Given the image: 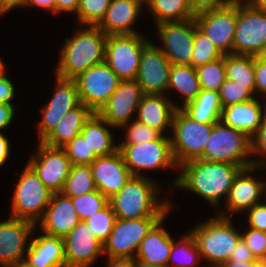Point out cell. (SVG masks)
<instances>
[{"label":"cell","instance_id":"46","mask_svg":"<svg viewBox=\"0 0 266 267\" xmlns=\"http://www.w3.org/2000/svg\"><path fill=\"white\" fill-rule=\"evenodd\" d=\"M251 153L266 155V114L263 117L262 123L257 132L251 137ZM253 166L266 169V161L252 160Z\"/></svg>","mask_w":266,"mask_h":267},{"label":"cell","instance_id":"20","mask_svg":"<svg viewBox=\"0 0 266 267\" xmlns=\"http://www.w3.org/2000/svg\"><path fill=\"white\" fill-rule=\"evenodd\" d=\"M37 224L28 220L10 217L0 222V264L12 267L24 262L25 244Z\"/></svg>","mask_w":266,"mask_h":267},{"label":"cell","instance_id":"29","mask_svg":"<svg viewBox=\"0 0 266 267\" xmlns=\"http://www.w3.org/2000/svg\"><path fill=\"white\" fill-rule=\"evenodd\" d=\"M92 114L93 112L81 103L79 106L64 114L56 128L43 143L50 147L64 146L67 142L80 134L85 122Z\"/></svg>","mask_w":266,"mask_h":267},{"label":"cell","instance_id":"5","mask_svg":"<svg viewBox=\"0 0 266 267\" xmlns=\"http://www.w3.org/2000/svg\"><path fill=\"white\" fill-rule=\"evenodd\" d=\"M251 153V138L243 131L232 128L222 121L213 125L212 133L199 158L207 161L227 162L242 168L253 166Z\"/></svg>","mask_w":266,"mask_h":267},{"label":"cell","instance_id":"24","mask_svg":"<svg viewBox=\"0 0 266 267\" xmlns=\"http://www.w3.org/2000/svg\"><path fill=\"white\" fill-rule=\"evenodd\" d=\"M143 5L136 0H111L97 27L106 35L139 34L131 26L140 15Z\"/></svg>","mask_w":266,"mask_h":267},{"label":"cell","instance_id":"17","mask_svg":"<svg viewBox=\"0 0 266 267\" xmlns=\"http://www.w3.org/2000/svg\"><path fill=\"white\" fill-rule=\"evenodd\" d=\"M81 104L78 87L74 79L56 76V90L43 109L39 123V142H43L56 128L64 114Z\"/></svg>","mask_w":266,"mask_h":267},{"label":"cell","instance_id":"30","mask_svg":"<svg viewBox=\"0 0 266 267\" xmlns=\"http://www.w3.org/2000/svg\"><path fill=\"white\" fill-rule=\"evenodd\" d=\"M108 126L110 125L98 113H93L80 132L87 141L90 151L98 157L111 155L118 150V145L114 146V139Z\"/></svg>","mask_w":266,"mask_h":267},{"label":"cell","instance_id":"25","mask_svg":"<svg viewBox=\"0 0 266 267\" xmlns=\"http://www.w3.org/2000/svg\"><path fill=\"white\" fill-rule=\"evenodd\" d=\"M43 234L30 241L23 263L28 267H66L63 238Z\"/></svg>","mask_w":266,"mask_h":267},{"label":"cell","instance_id":"18","mask_svg":"<svg viewBox=\"0 0 266 267\" xmlns=\"http://www.w3.org/2000/svg\"><path fill=\"white\" fill-rule=\"evenodd\" d=\"M137 80H121L117 89L98 114L111 126L122 128L130 124L143 96Z\"/></svg>","mask_w":266,"mask_h":267},{"label":"cell","instance_id":"54","mask_svg":"<svg viewBox=\"0 0 266 267\" xmlns=\"http://www.w3.org/2000/svg\"><path fill=\"white\" fill-rule=\"evenodd\" d=\"M26 6H38L56 14V0H27Z\"/></svg>","mask_w":266,"mask_h":267},{"label":"cell","instance_id":"7","mask_svg":"<svg viewBox=\"0 0 266 267\" xmlns=\"http://www.w3.org/2000/svg\"><path fill=\"white\" fill-rule=\"evenodd\" d=\"M52 195L53 192L43 184L38 174L27 164L15 187L11 217L36 224L43 218Z\"/></svg>","mask_w":266,"mask_h":267},{"label":"cell","instance_id":"33","mask_svg":"<svg viewBox=\"0 0 266 267\" xmlns=\"http://www.w3.org/2000/svg\"><path fill=\"white\" fill-rule=\"evenodd\" d=\"M171 89H176L185 97L182 107L193 101L201 91L196 69L191 65L172 64L168 90Z\"/></svg>","mask_w":266,"mask_h":267},{"label":"cell","instance_id":"58","mask_svg":"<svg viewBox=\"0 0 266 267\" xmlns=\"http://www.w3.org/2000/svg\"><path fill=\"white\" fill-rule=\"evenodd\" d=\"M108 267H134V258H108Z\"/></svg>","mask_w":266,"mask_h":267},{"label":"cell","instance_id":"59","mask_svg":"<svg viewBox=\"0 0 266 267\" xmlns=\"http://www.w3.org/2000/svg\"><path fill=\"white\" fill-rule=\"evenodd\" d=\"M245 2L254 9L266 11V0H246Z\"/></svg>","mask_w":266,"mask_h":267},{"label":"cell","instance_id":"36","mask_svg":"<svg viewBox=\"0 0 266 267\" xmlns=\"http://www.w3.org/2000/svg\"><path fill=\"white\" fill-rule=\"evenodd\" d=\"M94 190L97 188L90 165H72L62 193L68 197H76Z\"/></svg>","mask_w":266,"mask_h":267},{"label":"cell","instance_id":"8","mask_svg":"<svg viewBox=\"0 0 266 267\" xmlns=\"http://www.w3.org/2000/svg\"><path fill=\"white\" fill-rule=\"evenodd\" d=\"M145 40L140 34L108 35L105 62L121 80H135Z\"/></svg>","mask_w":266,"mask_h":267},{"label":"cell","instance_id":"12","mask_svg":"<svg viewBox=\"0 0 266 267\" xmlns=\"http://www.w3.org/2000/svg\"><path fill=\"white\" fill-rule=\"evenodd\" d=\"M81 103L98 113L119 86L121 79L104 61L74 78Z\"/></svg>","mask_w":266,"mask_h":267},{"label":"cell","instance_id":"63","mask_svg":"<svg viewBox=\"0 0 266 267\" xmlns=\"http://www.w3.org/2000/svg\"><path fill=\"white\" fill-rule=\"evenodd\" d=\"M12 267H28V266L22 262L18 265L12 266Z\"/></svg>","mask_w":266,"mask_h":267},{"label":"cell","instance_id":"60","mask_svg":"<svg viewBox=\"0 0 266 267\" xmlns=\"http://www.w3.org/2000/svg\"><path fill=\"white\" fill-rule=\"evenodd\" d=\"M134 267H163L159 265H151L138 259H134Z\"/></svg>","mask_w":266,"mask_h":267},{"label":"cell","instance_id":"40","mask_svg":"<svg viewBox=\"0 0 266 267\" xmlns=\"http://www.w3.org/2000/svg\"><path fill=\"white\" fill-rule=\"evenodd\" d=\"M116 220V215L112 210L109 202L94 215L85 219L84 221L91 228V231L95 234V236L104 243L111 231L113 230V226Z\"/></svg>","mask_w":266,"mask_h":267},{"label":"cell","instance_id":"34","mask_svg":"<svg viewBox=\"0 0 266 267\" xmlns=\"http://www.w3.org/2000/svg\"><path fill=\"white\" fill-rule=\"evenodd\" d=\"M146 6L153 14L156 24L191 19L196 15L189 0H149Z\"/></svg>","mask_w":266,"mask_h":267},{"label":"cell","instance_id":"1","mask_svg":"<svg viewBox=\"0 0 266 267\" xmlns=\"http://www.w3.org/2000/svg\"><path fill=\"white\" fill-rule=\"evenodd\" d=\"M178 168L182 170L173 184L177 188H184L202 196L214 208L219 206L222 196H225L226 201L233 181L242 169L238 165L227 162L201 159L185 162Z\"/></svg>","mask_w":266,"mask_h":267},{"label":"cell","instance_id":"27","mask_svg":"<svg viewBox=\"0 0 266 267\" xmlns=\"http://www.w3.org/2000/svg\"><path fill=\"white\" fill-rule=\"evenodd\" d=\"M262 108L256 98L247 102L236 103L222 109L220 121L243 131L251 138L257 132L266 114V106L264 109Z\"/></svg>","mask_w":266,"mask_h":267},{"label":"cell","instance_id":"4","mask_svg":"<svg viewBox=\"0 0 266 267\" xmlns=\"http://www.w3.org/2000/svg\"><path fill=\"white\" fill-rule=\"evenodd\" d=\"M231 217L221 214L198 224L190 231L194 237L199 253L204 260L212 263V267H219L228 261L233 249L241 238L232 224Z\"/></svg>","mask_w":266,"mask_h":267},{"label":"cell","instance_id":"10","mask_svg":"<svg viewBox=\"0 0 266 267\" xmlns=\"http://www.w3.org/2000/svg\"><path fill=\"white\" fill-rule=\"evenodd\" d=\"M163 218H116L113 230L103 243V254L108 258H135L141 241Z\"/></svg>","mask_w":266,"mask_h":267},{"label":"cell","instance_id":"61","mask_svg":"<svg viewBox=\"0 0 266 267\" xmlns=\"http://www.w3.org/2000/svg\"><path fill=\"white\" fill-rule=\"evenodd\" d=\"M259 57L266 60V44H265L263 51L260 53Z\"/></svg>","mask_w":266,"mask_h":267},{"label":"cell","instance_id":"6","mask_svg":"<svg viewBox=\"0 0 266 267\" xmlns=\"http://www.w3.org/2000/svg\"><path fill=\"white\" fill-rule=\"evenodd\" d=\"M214 124L195 121L181 108H177L171 127L174 136L170 138L177 167L203 155Z\"/></svg>","mask_w":266,"mask_h":267},{"label":"cell","instance_id":"14","mask_svg":"<svg viewBox=\"0 0 266 267\" xmlns=\"http://www.w3.org/2000/svg\"><path fill=\"white\" fill-rule=\"evenodd\" d=\"M38 145L37 155L30 157L28 164L50 191L62 192L72 166L70 159L61 147H50L43 142Z\"/></svg>","mask_w":266,"mask_h":267},{"label":"cell","instance_id":"49","mask_svg":"<svg viewBox=\"0 0 266 267\" xmlns=\"http://www.w3.org/2000/svg\"><path fill=\"white\" fill-rule=\"evenodd\" d=\"M255 85L256 93L266 95V60L255 56Z\"/></svg>","mask_w":266,"mask_h":267},{"label":"cell","instance_id":"37","mask_svg":"<svg viewBox=\"0 0 266 267\" xmlns=\"http://www.w3.org/2000/svg\"><path fill=\"white\" fill-rule=\"evenodd\" d=\"M195 69L201 89L219 93L226 80L225 55L215 61L200 65Z\"/></svg>","mask_w":266,"mask_h":267},{"label":"cell","instance_id":"55","mask_svg":"<svg viewBox=\"0 0 266 267\" xmlns=\"http://www.w3.org/2000/svg\"><path fill=\"white\" fill-rule=\"evenodd\" d=\"M27 0H0V16L15 7H25Z\"/></svg>","mask_w":266,"mask_h":267},{"label":"cell","instance_id":"31","mask_svg":"<svg viewBox=\"0 0 266 267\" xmlns=\"http://www.w3.org/2000/svg\"><path fill=\"white\" fill-rule=\"evenodd\" d=\"M180 108L200 123H217L223 109L219 93L203 89L193 101Z\"/></svg>","mask_w":266,"mask_h":267},{"label":"cell","instance_id":"32","mask_svg":"<svg viewBox=\"0 0 266 267\" xmlns=\"http://www.w3.org/2000/svg\"><path fill=\"white\" fill-rule=\"evenodd\" d=\"M226 79L240 85H248V90L254 95L255 85V56L225 55Z\"/></svg>","mask_w":266,"mask_h":267},{"label":"cell","instance_id":"52","mask_svg":"<svg viewBox=\"0 0 266 267\" xmlns=\"http://www.w3.org/2000/svg\"><path fill=\"white\" fill-rule=\"evenodd\" d=\"M15 113L13 104L0 103V130L10 126Z\"/></svg>","mask_w":266,"mask_h":267},{"label":"cell","instance_id":"64","mask_svg":"<svg viewBox=\"0 0 266 267\" xmlns=\"http://www.w3.org/2000/svg\"><path fill=\"white\" fill-rule=\"evenodd\" d=\"M136 1L140 2L141 4L144 3L145 5H147V3H148L149 0H136Z\"/></svg>","mask_w":266,"mask_h":267},{"label":"cell","instance_id":"16","mask_svg":"<svg viewBox=\"0 0 266 267\" xmlns=\"http://www.w3.org/2000/svg\"><path fill=\"white\" fill-rule=\"evenodd\" d=\"M171 62L149 41L143 48L136 80L143 94L163 95L168 90Z\"/></svg>","mask_w":266,"mask_h":267},{"label":"cell","instance_id":"42","mask_svg":"<svg viewBox=\"0 0 266 267\" xmlns=\"http://www.w3.org/2000/svg\"><path fill=\"white\" fill-rule=\"evenodd\" d=\"M61 148L70 159L71 165H90L98 157L93 151H90L87 141L80 134Z\"/></svg>","mask_w":266,"mask_h":267},{"label":"cell","instance_id":"2","mask_svg":"<svg viewBox=\"0 0 266 267\" xmlns=\"http://www.w3.org/2000/svg\"><path fill=\"white\" fill-rule=\"evenodd\" d=\"M157 188L143 175L131 176L108 202L118 219L164 218L172 207L165 200L158 203Z\"/></svg>","mask_w":266,"mask_h":267},{"label":"cell","instance_id":"41","mask_svg":"<svg viewBox=\"0 0 266 267\" xmlns=\"http://www.w3.org/2000/svg\"><path fill=\"white\" fill-rule=\"evenodd\" d=\"M111 0H80L76 13L79 23L97 26L103 19Z\"/></svg>","mask_w":266,"mask_h":267},{"label":"cell","instance_id":"3","mask_svg":"<svg viewBox=\"0 0 266 267\" xmlns=\"http://www.w3.org/2000/svg\"><path fill=\"white\" fill-rule=\"evenodd\" d=\"M106 35L97 26L79 30L71 38L65 39L56 76L74 79L80 73L105 61Z\"/></svg>","mask_w":266,"mask_h":267},{"label":"cell","instance_id":"44","mask_svg":"<svg viewBox=\"0 0 266 267\" xmlns=\"http://www.w3.org/2000/svg\"><path fill=\"white\" fill-rule=\"evenodd\" d=\"M126 124L123 128H128L126 140L121 144H140L158 139L162 134L156 129L144 123L134 120L131 124ZM127 126V127H126Z\"/></svg>","mask_w":266,"mask_h":267},{"label":"cell","instance_id":"51","mask_svg":"<svg viewBox=\"0 0 266 267\" xmlns=\"http://www.w3.org/2000/svg\"><path fill=\"white\" fill-rule=\"evenodd\" d=\"M14 92V84L5 76L4 69L0 72V103L13 104L11 100L14 97Z\"/></svg>","mask_w":266,"mask_h":267},{"label":"cell","instance_id":"50","mask_svg":"<svg viewBox=\"0 0 266 267\" xmlns=\"http://www.w3.org/2000/svg\"><path fill=\"white\" fill-rule=\"evenodd\" d=\"M255 260H256L255 257L253 256L251 250L246 245L245 241L242 238H240L235 248L233 249L230 258L226 262H235V261L250 262Z\"/></svg>","mask_w":266,"mask_h":267},{"label":"cell","instance_id":"23","mask_svg":"<svg viewBox=\"0 0 266 267\" xmlns=\"http://www.w3.org/2000/svg\"><path fill=\"white\" fill-rule=\"evenodd\" d=\"M257 169L259 168L256 166L242 168L236 175L225 201L226 207L232 212V215L240 211H247L261 203L259 201L265 192L266 182L259 181L250 175L252 171Z\"/></svg>","mask_w":266,"mask_h":267},{"label":"cell","instance_id":"38","mask_svg":"<svg viewBox=\"0 0 266 267\" xmlns=\"http://www.w3.org/2000/svg\"><path fill=\"white\" fill-rule=\"evenodd\" d=\"M193 46L194 49L192 52L191 66L194 68L215 61L224 56L215 44L197 28L195 19Z\"/></svg>","mask_w":266,"mask_h":267},{"label":"cell","instance_id":"57","mask_svg":"<svg viewBox=\"0 0 266 267\" xmlns=\"http://www.w3.org/2000/svg\"><path fill=\"white\" fill-rule=\"evenodd\" d=\"M10 145L8 139L0 131V166H2L9 156Z\"/></svg>","mask_w":266,"mask_h":267},{"label":"cell","instance_id":"9","mask_svg":"<svg viewBox=\"0 0 266 267\" xmlns=\"http://www.w3.org/2000/svg\"><path fill=\"white\" fill-rule=\"evenodd\" d=\"M118 151L132 176H141V170L164 169L177 166L172 154L170 137L140 144H120Z\"/></svg>","mask_w":266,"mask_h":267},{"label":"cell","instance_id":"53","mask_svg":"<svg viewBox=\"0 0 266 267\" xmlns=\"http://www.w3.org/2000/svg\"><path fill=\"white\" fill-rule=\"evenodd\" d=\"M80 0H56V13L73 12L77 13Z\"/></svg>","mask_w":266,"mask_h":267},{"label":"cell","instance_id":"15","mask_svg":"<svg viewBox=\"0 0 266 267\" xmlns=\"http://www.w3.org/2000/svg\"><path fill=\"white\" fill-rule=\"evenodd\" d=\"M163 46L160 48L174 65H191L194 49V18L156 24Z\"/></svg>","mask_w":266,"mask_h":267},{"label":"cell","instance_id":"22","mask_svg":"<svg viewBox=\"0 0 266 267\" xmlns=\"http://www.w3.org/2000/svg\"><path fill=\"white\" fill-rule=\"evenodd\" d=\"M79 222L71 197L59 192L53 193L40 220V228L47 235L65 238Z\"/></svg>","mask_w":266,"mask_h":267},{"label":"cell","instance_id":"13","mask_svg":"<svg viewBox=\"0 0 266 267\" xmlns=\"http://www.w3.org/2000/svg\"><path fill=\"white\" fill-rule=\"evenodd\" d=\"M197 28L203 32L223 55L233 54L237 23V1L197 13L194 17Z\"/></svg>","mask_w":266,"mask_h":267},{"label":"cell","instance_id":"39","mask_svg":"<svg viewBox=\"0 0 266 267\" xmlns=\"http://www.w3.org/2000/svg\"><path fill=\"white\" fill-rule=\"evenodd\" d=\"M71 200L80 221L94 215L108 203V199L98 189L71 197Z\"/></svg>","mask_w":266,"mask_h":267},{"label":"cell","instance_id":"56","mask_svg":"<svg viewBox=\"0 0 266 267\" xmlns=\"http://www.w3.org/2000/svg\"><path fill=\"white\" fill-rule=\"evenodd\" d=\"M266 264L256 259L255 261L243 262V261H235V262H224L219 267H265Z\"/></svg>","mask_w":266,"mask_h":267},{"label":"cell","instance_id":"21","mask_svg":"<svg viewBox=\"0 0 266 267\" xmlns=\"http://www.w3.org/2000/svg\"><path fill=\"white\" fill-rule=\"evenodd\" d=\"M90 167L96 188L107 199L117 194L132 176L118 150L111 155L97 157Z\"/></svg>","mask_w":266,"mask_h":267},{"label":"cell","instance_id":"28","mask_svg":"<svg viewBox=\"0 0 266 267\" xmlns=\"http://www.w3.org/2000/svg\"><path fill=\"white\" fill-rule=\"evenodd\" d=\"M165 218L160 220L141 241L134 259L151 265L167 267L173 239L167 230L161 226Z\"/></svg>","mask_w":266,"mask_h":267},{"label":"cell","instance_id":"19","mask_svg":"<svg viewBox=\"0 0 266 267\" xmlns=\"http://www.w3.org/2000/svg\"><path fill=\"white\" fill-rule=\"evenodd\" d=\"M63 241L66 267H90L103 255V243L85 221H80Z\"/></svg>","mask_w":266,"mask_h":267},{"label":"cell","instance_id":"35","mask_svg":"<svg viewBox=\"0 0 266 267\" xmlns=\"http://www.w3.org/2000/svg\"><path fill=\"white\" fill-rule=\"evenodd\" d=\"M184 235L183 239H179V241H176V243L173 241L167 267H198L194 265L197 263V261L200 262L202 260L194 237L190 232ZM177 257L180 258V261L179 259L177 260ZM171 262L173 266L169 265Z\"/></svg>","mask_w":266,"mask_h":267},{"label":"cell","instance_id":"11","mask_svg":"<svg viewBox=\"0 0 266 267\" xmlns=\"http://www.w3.org/2000/svg\"><path fill=\"white\" fill-rule=\"evenodd\" d=\"M266 44V11L237 1L233 54L259 56Z\"/></svg>","mask_w":266,"mask_h":267},{"label":"cell","instance_id":"43","mask_svg":"<svg viewBox=\"0 0 266 267\" xmlns=\"http://www.w3.org/2000/svg\"><path fill=\"white\" fill-rule=\"evenodd\" d=\"M222 107H228L236 103L253 100L255 97L248 90V85H240L237 82L226 79L219 91Z\"/></svg>","mask_w":266,"mask_h":267},{"label":"cell","instance_id":"48","mask_svg":"<svg viewBox=\"0 0 266 267\" xmlns=\"http://www.w3.org/2000/svg\"><path fill=\"white\" fill-rule=\"evenodd\" d=\"M233 2L234 0H189L192 11L195 14L225 7Z\"/></svg>","mask_w":266,"mask_h":267},{"label":"cell","instance_id":"47","mask_svg":"<svg viewBox=\"0 0 266 267\" xmlns=\"http://www.w3.org/2000/svg\"><path fill=\"white\" fill-rule=\"evenodd\" d=\"M247 212L249 227L266 232V204H256Z\"/></svg>","mask_w":266,"mask_h":267},{"label":"cell","instance_id":"45","mask_svg":"<svg viewBox=\"0 0 266 267\" xmlns=\"http://www.w3.org/2000/svg\"><path fill=\"white\" fill-rule=\"evenodd\" d=\"M241 238L245 241L255 259L266 264V232L249 227L247 232L241 233Z\"/></svg>","mask_w":266,"mask_h":267},{"label":"cell","instance_id":"26","mask_svg":"<svg viewBox=\"0 0 266 267\" xmlns=\"http://www.w3.org/2000/svg\"><path fill=\"white\" fill-rule=\"evenodd\" d=\"M162 95L144 94L137 108V117L141 123L150 126L162 135L167 126L172 127L173 116L179 106Z\"/></svg>","mask_w":266,"mask_h":267},{"label":"cell","instance_id":"62","mask_svg":"<svg viewBox=\"0 0 266 267\" xmlns=\"http://www.w3.org/2000/svg\"><path fill=\"white\" fill-rule=\"evenodd\" d=\"M5 69V64L0 58V72Z\"/></svg>","mask_w":266,"mask_h":267}]
</instances>
